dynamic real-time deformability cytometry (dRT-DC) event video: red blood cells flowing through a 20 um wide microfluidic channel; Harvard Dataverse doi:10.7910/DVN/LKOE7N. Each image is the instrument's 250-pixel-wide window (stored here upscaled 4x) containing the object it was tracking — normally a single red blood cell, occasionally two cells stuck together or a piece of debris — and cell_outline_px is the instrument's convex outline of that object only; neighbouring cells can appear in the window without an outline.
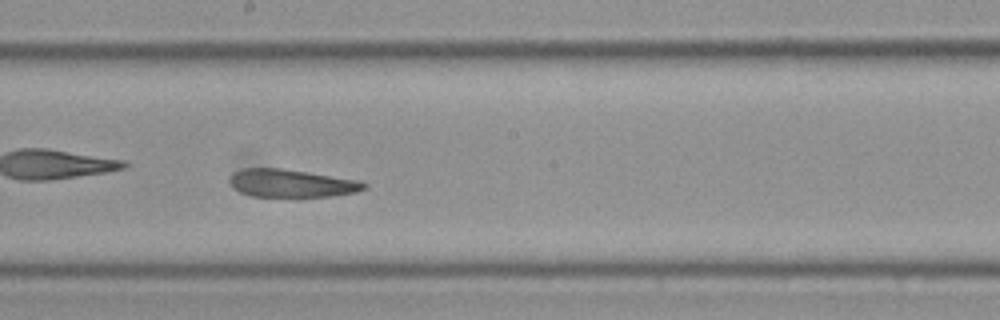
{"species": "Egyptian fruit bat (a non-hibernating species)", "species_latin": "Rousettus aegyptiacus", "temperature_condition": "cold", "stored_images_in_passage": 41, "camera_frame_rate_fps": 3000, "um_per_image_px": 0.085, "frame": {"image": 1, "passage_image": 18, "time_ms": 5.667, "image_size_px": [1000, 320], "cell_outline_px": [[368, 184], [364, 188], [356, 192], [332, 196], [252, 196], [240, 192], [232, 184], [232, 176], [236, 172], [244, 168], [280, 168], [360, 180]], "centroid_in_image_um": [24.84, 15.57], "position_along_channel_um": 223.4, "area_um2": 21.33}, "authors_computed_cell_mechanics": {"area_um2": 23.0044, "velocity_mm_per_s": 3.4903, "shape_relaxation_time_tau1_ms": null, "shape_relaxation_time_tau2_ms": 4.277, "deformation_change_tau1": null, "deformation_change_tau2": 0.1189}}